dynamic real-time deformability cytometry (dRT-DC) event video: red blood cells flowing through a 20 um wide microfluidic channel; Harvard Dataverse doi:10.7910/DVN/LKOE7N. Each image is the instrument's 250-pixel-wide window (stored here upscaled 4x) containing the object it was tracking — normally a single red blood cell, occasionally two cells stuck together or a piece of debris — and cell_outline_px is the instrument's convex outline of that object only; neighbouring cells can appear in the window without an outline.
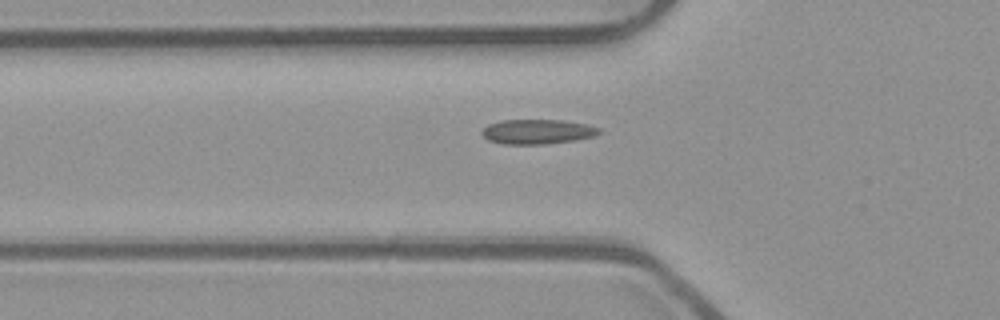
{"species": "common noctule bat (a hibernating species)", "species_latin": "Nyctalus noctula", "temperature_condition": "room temperature", "stored_images_in_passage": 29, "camera_frame_rate_fps": 3000, "um_per_image_px": 0.085, "animal": {"sex": "male", "body_mass_g": 23.1, "forearm_length_mm": 52.7}, "frame": {"image": 1, "passage_image": 2, "time_ms": 0.333, "image_size_px": [1000, 320], "cell_outline_px": [[600, 132], [592, 136], [576, 140], [544, 144], [504, 144], [488, 140], [480, 132], [488, 124], [500, 120], [564, 120], [588, 124], [600, 128]], "centroid_in_image_um": [45.67, 11.18], "position_along_channel_um": 80.1, "area_um2": 16.88}}
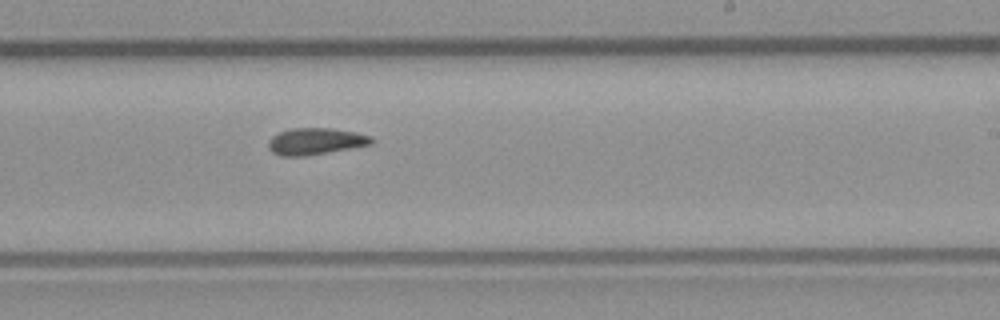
{"frame": {"image": 2, "passage_image": 16, "time_ms": 5.0, "image_size_px": [1000, 320], "cell_outline_px": [[376, 140], [372, 144], [304, 156], [280, 156], [272, 152], [268, 148], [268, 140], [272, 136], [280, 132], [292, 128], [332, 128], [356, 132], [372, 136]], "centroid_in_image_um": [26.82, 12.0], "position_along_channel_um": 262.2, "area_um2": 16.07}}
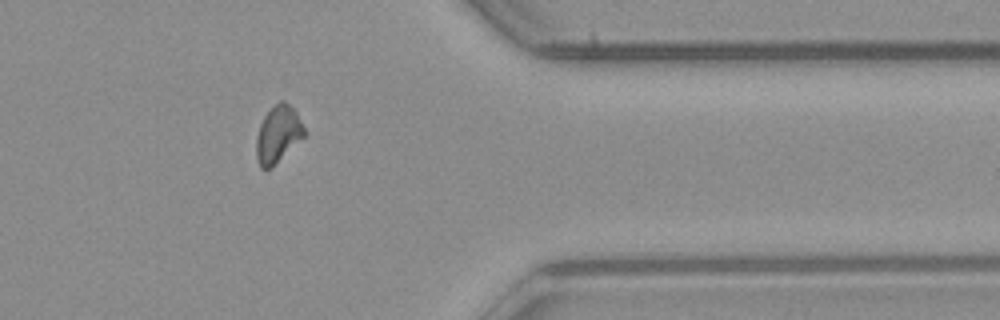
{"frame": {"image": 3, "passage_image": 27, "time_ms": 8.667, "image_size_px": [1000, 320], "cell_outline_px": [[304, 136], [272, 168], [260, 168], [256, 160], [256, 136], [260, 124], [264, 116], [280, 100], [284, 100], [296, 112], [304, 128]], "centroid_in_image_um": [23.6, 11.44], "position_along_channel_um": 387.8, "area_um2": 15.72}, "authors_computed_cell_mechanics": {"area_um2": 15.895, "velocity_mm_per_s": 3.8723, "shape_relaxation_time_tau1_ms": null, "shape_relaxation_time_tau2_ms": 5.322, "deformation_change_tau1": null, "deformation_change_tau2": 0.0912}}